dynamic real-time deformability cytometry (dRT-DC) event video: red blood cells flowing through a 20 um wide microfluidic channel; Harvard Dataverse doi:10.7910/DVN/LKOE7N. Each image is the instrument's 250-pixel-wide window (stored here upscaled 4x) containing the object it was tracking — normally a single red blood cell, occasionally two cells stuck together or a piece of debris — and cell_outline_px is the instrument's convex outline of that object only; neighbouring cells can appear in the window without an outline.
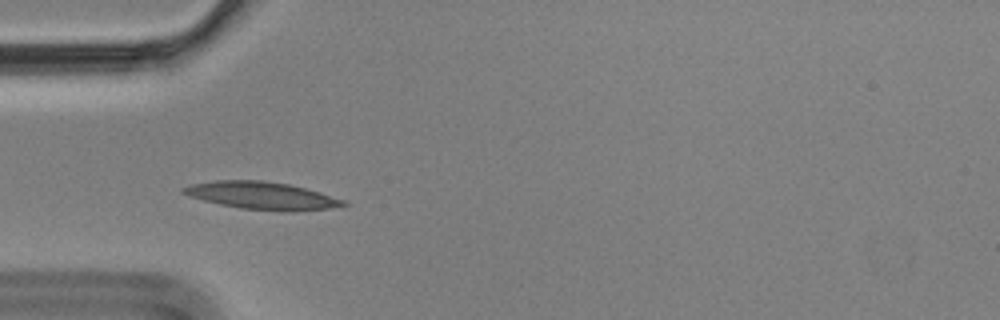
{"species": "Egyptian fruit bat (a non-hibernating species)", "species_latin": "Rousettus aegyptiacus", "temperature_condition": "cold", "stored_images_in_passage": 5, "camera_frame_rate_fps": 3000, "um_per_image_px": 0.085, "animal": {"sex": "male"}, "frame": {"image": 1, "passage_image": 4, "time_ms": 1.0, "image_size_px": [1000, 320], "cell_outline_px": [[348, 204], [328, 208], [292, 212], [288, 212], [240, 208], [220, 204], [188, 196], [180, 192], [180, 188], [192, 184], [216, 180], [264, 180], [288, 184], [320, 192], [348, 200]], "centroid_in_image_um": [22.26, 16.62], "position_along_channel_um": 62.7, "area_um2": 25.78}}